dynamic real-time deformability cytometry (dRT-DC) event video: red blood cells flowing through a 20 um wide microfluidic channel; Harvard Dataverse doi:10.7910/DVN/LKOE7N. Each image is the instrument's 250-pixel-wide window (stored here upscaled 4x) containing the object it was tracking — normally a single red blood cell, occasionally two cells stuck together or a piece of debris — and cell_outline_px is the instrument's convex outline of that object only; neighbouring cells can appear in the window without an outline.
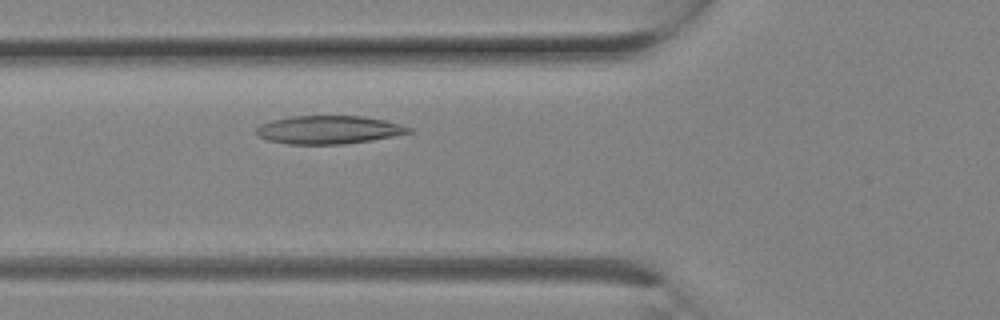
{"species": "Egyptian fruit bat (a non-hibernating species)", "species_latin": "Rousettus aegyptiacus", "temperature_condition": "room temperature", "stored_images_in_passage": 3, "camera_frame_rate_fps": 3000, "um_per_image_px": 0.085, "animal": {"sex": "female"}, "frame": {"image": 1, "passage_image": 3, "time_ms": 0.667, "image_size_px": [1000, 320], "cell_outline_px": [[412, 132], [372, 140], [344, 144], [288, 144], [268, 140], [260, 136], [256, 132], [256, 128], [260, 124], [272, 120], [288, 116], [364, 116], [384, 120], [400, 124], [412, 128]], "centroid_in_image_um": [27.93, 11.03], "position_along_channel_um": 97.9, "area_um2": 25.03}}